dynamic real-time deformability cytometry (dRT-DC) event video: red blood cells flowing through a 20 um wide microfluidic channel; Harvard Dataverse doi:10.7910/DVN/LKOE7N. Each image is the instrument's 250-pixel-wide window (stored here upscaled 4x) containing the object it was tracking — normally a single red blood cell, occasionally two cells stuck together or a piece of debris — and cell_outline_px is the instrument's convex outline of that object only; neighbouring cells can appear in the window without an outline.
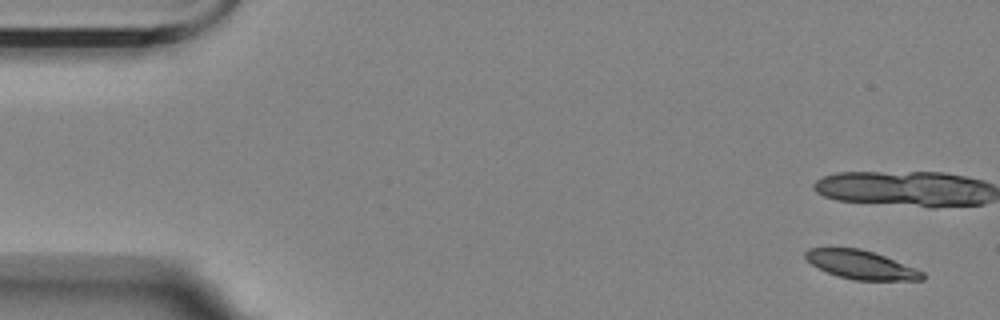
{"species": "Egyptian fruit bat (a non-hibernating species)", "species_latin": "Rousettus aegyptiacus", "temperature_condition": "room temperature", "stored_images_in_passage": 6, "camera_frame_rate_fps": 3000, "um_per_image_px": 0.085, "animal": {"sex": "female"}, "frame": {"image": 1, "passage_image": 1, "time_ms": 0.0, "image_size_px": [1000, 320], "cell_outline_px": [[924, 280], [852, 280], [836, 276], [812, 264], [804, 256], [804, 252], [808, 248], [860, 248], [884, 256], [924, 272]], "centroid_in_image_um": [73.17, 22.51], "position_along_channel_um": 11.8, "area_um2": 19.25}}